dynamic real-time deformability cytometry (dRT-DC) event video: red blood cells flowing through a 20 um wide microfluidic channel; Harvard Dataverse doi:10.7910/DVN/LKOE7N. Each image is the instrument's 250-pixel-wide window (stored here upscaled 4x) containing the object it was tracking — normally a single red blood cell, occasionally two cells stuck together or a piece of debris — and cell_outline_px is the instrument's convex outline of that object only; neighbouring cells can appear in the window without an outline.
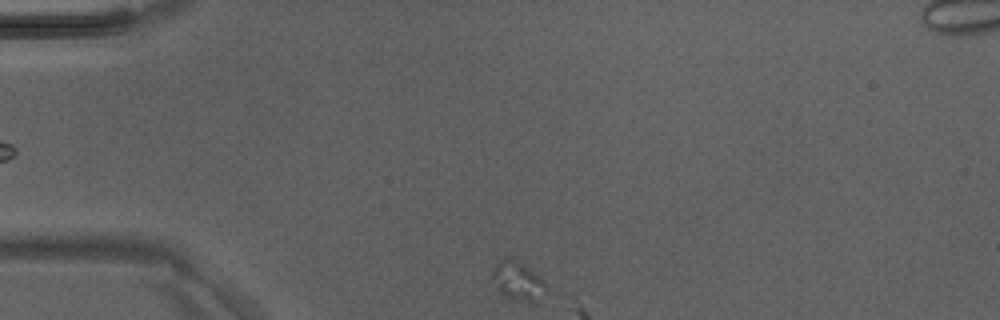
{"species": "Egyptian fruit bat (a non-hibernating species)", "species_latin": "Rousettus aegyptiacus", "temperature_condition": "room temperature", "stored_images_in_passage": 3, "camera_frame_rate_fps": 3000, "um_per_image_px": 0.085, "animal": {"sex": "male"}, "frame": {"image": 1, "passage_image": 3, "time_ms": 0.667, "image_size_px": [1000, 320], "cell_outline_px": [[552, 292], [532, 304], [528, 304], [512, 300], [504, 296], [500, 292], [492, 276], [492, 272], [496, 264], [500, 260], [508, 256], [516, 256], [532, 268], [544, 280]], "centroid_in_image_um": [44.14, 23.89], "position_along_channel_um": 40.9, "area_um2": 13.29}}